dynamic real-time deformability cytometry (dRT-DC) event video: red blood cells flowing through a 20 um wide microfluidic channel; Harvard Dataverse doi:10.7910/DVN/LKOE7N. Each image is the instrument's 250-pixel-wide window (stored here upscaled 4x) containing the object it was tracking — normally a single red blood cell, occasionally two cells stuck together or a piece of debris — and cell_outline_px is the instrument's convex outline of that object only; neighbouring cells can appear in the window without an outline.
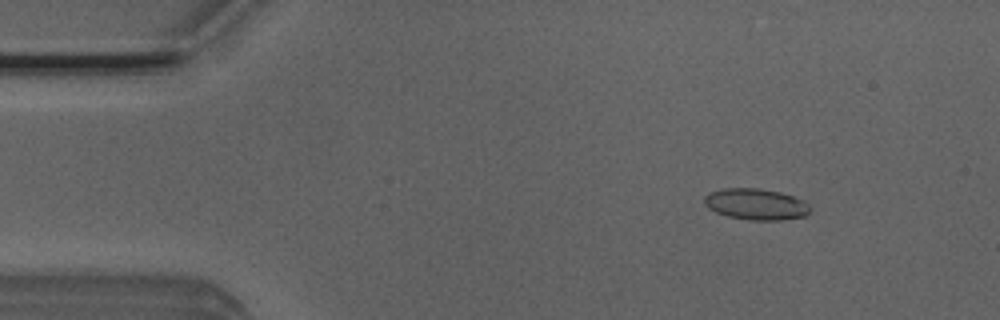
{"species": "Egyptian fruit bat (a non-hibernating species)", "species_latin": "Rousettus aegyptiacus", "temperature_condition": "room temperature", "stored_images_in_passage": 53, "camera_frame_rate_fps": 3000, "um_per_image_px": 0.085, "animal": {"sex": "male"}, "frame": {"image": 1, "passage_image": 7, "time_ms": 2.0, "image_size_px": [1000, 320], "cell_outline_px": [[808, 212], [804, 216], [780, 220], [752, 220], [728, 216], [716, 212], [708, 208], [704, 204], [704, 196], [708, 192], [724, 188], [756, 188], [780, 192], [804, 200], [808, 204]], "centroid_in_image_um": [64.21, 17.35], "position_along_channel_um": 20.8, "area_um2": 19.13}}
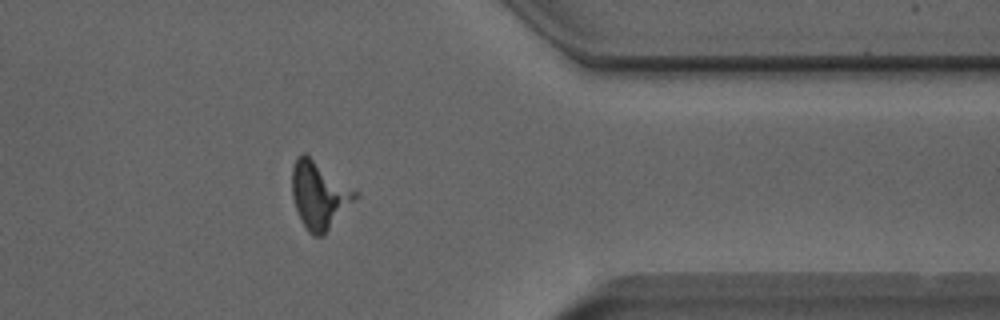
{"frame": {"image": 2, "passage_image": 42, "time_ms": 13.667, "image_size_px": [1000, 320], "cell_outline_px": [[360, 196], [324, 236], [316, 236], [308, 232], [300, 220], [292, 196], [292, 168], [296, 156], [304, 152], [360, 192]], "centroid_in_image_um": [27.17, 16.59], "position_along_channel_um": 384.2, "area_um2": 25.26}}
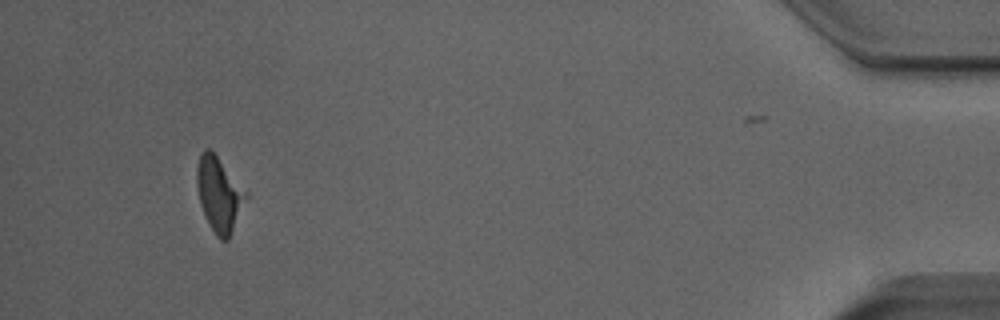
{"frame": {"image": 3, "passage_image": 49, "time_ms": 16.0, "image_size_px": [1000, 320], "cell_outline_px": [[248, 196], [228, 240], [220, 240], [216, 236], [200, 204], [196, 184], [196, 168], [200, 156], [204, 148], [208, 148], [216, 156], [248, 192]], "centroid_in_image_um": [18.63, 16.51], "position_along_channel_um": 416.6, "area_um2": 20.92}, "authors_computed_cell_mechanics": {"area_um2": 17.8024, "velocity_mm_per_s": 3.924, "shape_relaxation_time_tau1_ms": 0.2837, "shape_relaxation_time_tau2_ms": null, "deformation_change_tau1": 0.2468, "deformation_change_tau2": null}}